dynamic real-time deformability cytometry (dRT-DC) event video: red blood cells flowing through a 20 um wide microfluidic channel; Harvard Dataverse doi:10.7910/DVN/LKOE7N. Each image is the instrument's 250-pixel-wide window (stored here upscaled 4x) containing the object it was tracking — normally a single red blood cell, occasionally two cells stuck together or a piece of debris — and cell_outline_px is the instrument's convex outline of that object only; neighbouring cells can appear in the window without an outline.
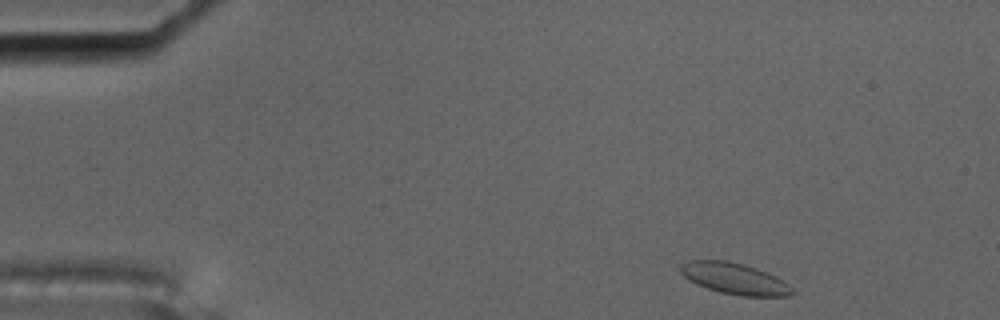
{"species": "common noctule bat (a hibernating species)", "species_latin": "Nyctalus noctula", "temperature_condition": "cold", "stored_images_in_passage": 3, "camera_frame_rate_fps": 3000, "um_per_image_px": 0.085, "animal": {"sex": "male", "body_mass_g": 17.5, "forearm_length_mm": 52.3}, "frame": {"image": 1, "passage_image": 1, "time_ms": 0.0, "image_size_px": [1000, 320], "cell_outline_px": [[796, 292], [788, 296], [740, 296], [720, 292], [708, 288], [684, 276], [680, 272], [680, 264], [688, 260], [728, 260], [744, 264], [768, 272], [776, 276], [788, 284]], "centroid_in_image_um": [62.47, 23.67], "position_along_channel_um": 22.5, "area_um2": 20.29}}
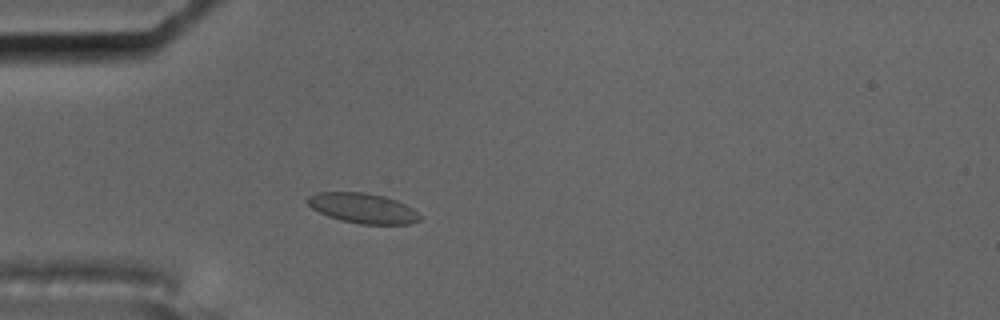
{"frame": {"image": 2, "passage_image": 3, "time_ms": 0.667, "image_size_px": [1000, 320], "cell_outline_px": [[420, 220], [408, 224], [360, 224], [340, 220], [328, 216], [312, 208], [304, 200], [308, 196], [316, 192], [364, 192], [384, 196], [396, 200], [412, 208], [420, 216]], "centroid_in_image_um": [30.8, 17.69], "position_along_channel_um": 54.2, "area_um2": 19.65}}